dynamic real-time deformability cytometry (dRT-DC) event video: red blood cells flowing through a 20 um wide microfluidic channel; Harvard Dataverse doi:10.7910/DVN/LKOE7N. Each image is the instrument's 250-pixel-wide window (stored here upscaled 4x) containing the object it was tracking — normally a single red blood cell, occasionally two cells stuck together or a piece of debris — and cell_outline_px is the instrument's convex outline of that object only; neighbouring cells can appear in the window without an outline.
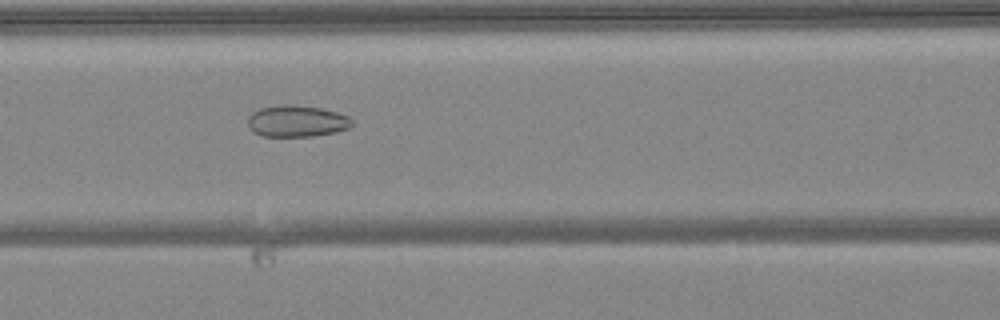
{"species": "common noctule bat (a hibernating species)", "species_latin": "Nyctalus noctula", "temperature_condition": "warm", "stored_images_in_passage": 43, "camera_frame_rate_fps": 3000, "um_per_image_px": 0.085, "animal": {"sex": "female", "body_mass_g": 24.6, "forearm_length_mm": 56.2}, "frame": {"image": 1, "passage_image": 14, "time_ms": 4.333, "image_size_px": [1000, 320], "cell_outline_px": [[356, 124], [348, 128], [336, 132], [312, 136], [260, 136], [252, 132], [248, 124], [248, 116], [252, 112], [260, 108], [320, 108], [336, 112], [348, 116]], "centroid_in_image_um": [25.25, 10.36], "position_along_channel_um": 141.3, "area_um2": 18.32}}
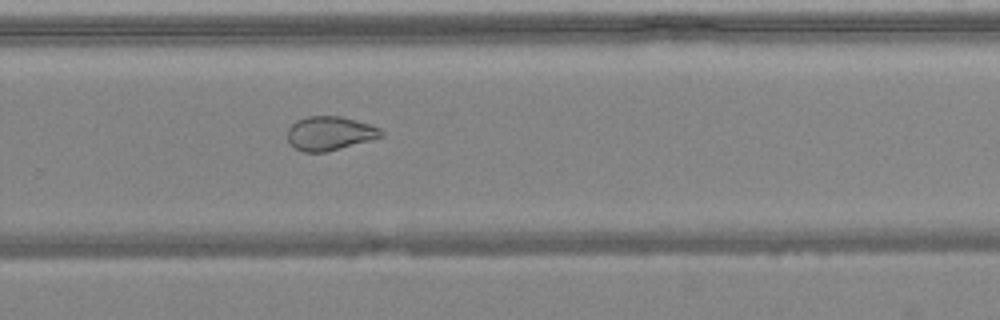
{"frame": {"image": 2, "passage_image": 26, "time_ms": 8.333, "image_size_px": [1000, 320], "cell_outline_px": [[384, 136], [324, 152], [304, 152], [296, 148], [288, 140], [288, 128], [296, 120], [308, 116], [340, 116], [368, 124], [380, 128], [384, 132]], "centroid_in_image_um": [28.02, 11.32], "position_along_channel_um": 301.8, "area_um2": 18.21}}
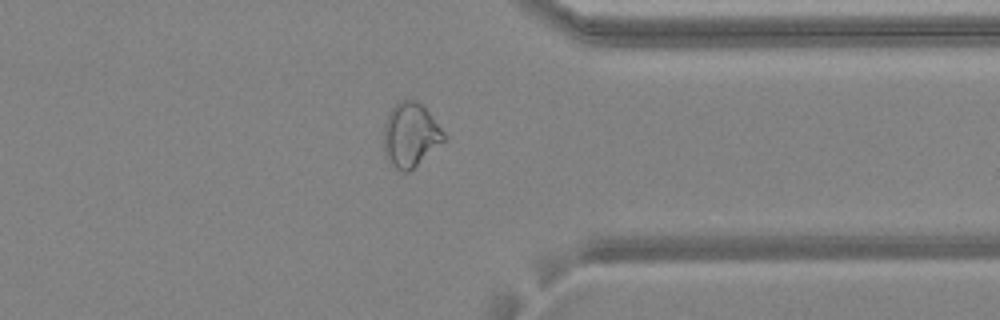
{"frame": {"image": 3, "passage_image": 32, "time_ms": 10.333, "image_size_px": [1000, 320], "cell_outline_px": [[444, 140], [408, 172], [400, 172], [392, 164], [384, 152], [384, 124], [392, 108], [400, 100], [416, 100], [428, 112], [444, 132]], "centroid_in_image_um": [34.86, 11.46], "position_along_channel_um": 376.5, "area_um2": 21.79}}